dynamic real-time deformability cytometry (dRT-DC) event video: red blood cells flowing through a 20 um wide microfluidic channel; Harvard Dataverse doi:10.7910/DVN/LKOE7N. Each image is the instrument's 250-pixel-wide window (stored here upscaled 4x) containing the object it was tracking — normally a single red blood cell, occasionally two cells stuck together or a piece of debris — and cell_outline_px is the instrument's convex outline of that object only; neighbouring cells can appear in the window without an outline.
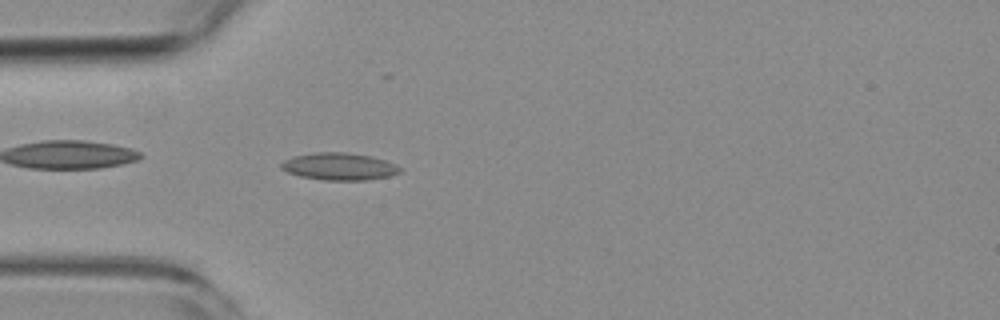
{"species": "common noctule bat (a hibernating species)", "species_latin": "Nyctalus noctula", "temperature_condition": "room temperature", "stored_images_in_passage": 5, "camera_frame_rate_fps": 3000, "um_per_image_px": 0.085, "animal": {"sex": "female", "body_mass_g": 19.3, "forearm_length_mm": 54.1}, "frame": {"image": 1, "passage_image": 5, "time_ms": 4.667, "image_size_px": [1000, 320], "cell_outline_px": [[400, 172], [388, 176], [368, 180], [324, 180], [300, 176], [288, 172], [280, 168], [280, 164], [284, 160], [292, 156], [316, 152], [344, 152], [372, 156], [396, 164], [400, 168]], "centroid_in_image_um": [28.81, 14.14], "position_along_channel_um": 56.2, "area_um2": 18.84}}